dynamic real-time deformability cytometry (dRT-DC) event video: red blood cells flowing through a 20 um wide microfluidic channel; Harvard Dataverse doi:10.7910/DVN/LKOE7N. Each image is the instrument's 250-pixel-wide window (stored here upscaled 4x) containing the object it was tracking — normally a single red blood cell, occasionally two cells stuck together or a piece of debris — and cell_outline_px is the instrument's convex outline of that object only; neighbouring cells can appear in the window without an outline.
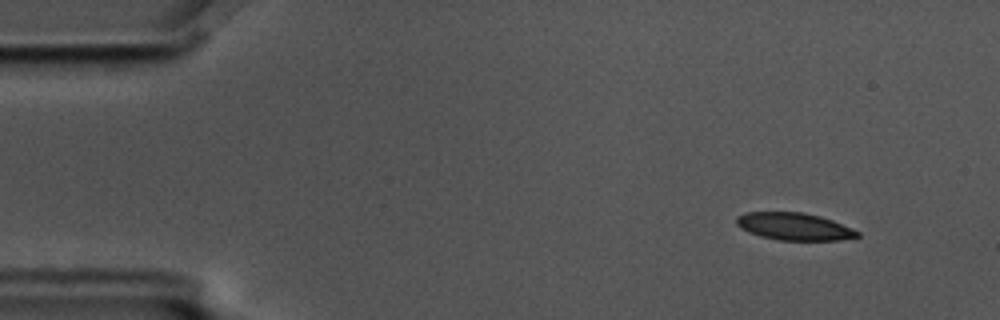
{"species": "common noctule bat (a hibernating species)", "species_latin": "Nyctalus noctula", "temperature_condition": "cold", "stored_images_in_passage": 4, "camera_frame_rate_fps": 3000, "um_per_image_px": 0.085, "animal": {"sex": "male", "body_mass_g": 17.5, "forearm_length_mm": 52.3}, "frame": {"image": 1, "passage_image": 1, "time_ms": 0.0, "image_size_px": [1000, 320], "cell_outline_px": [[860, 236], [840, 240], [780, 240], [760, 236], [748, 232], [740, 228], [736, 224], [736, 216], [744, 212], [800, 212], [820, 216], [832, 220], [852, 228], [860, 232]], "centroid_in_image_um": [67.48, 19.25], "position_along_channel_um": 17.5, "area_um2": 19.31}}
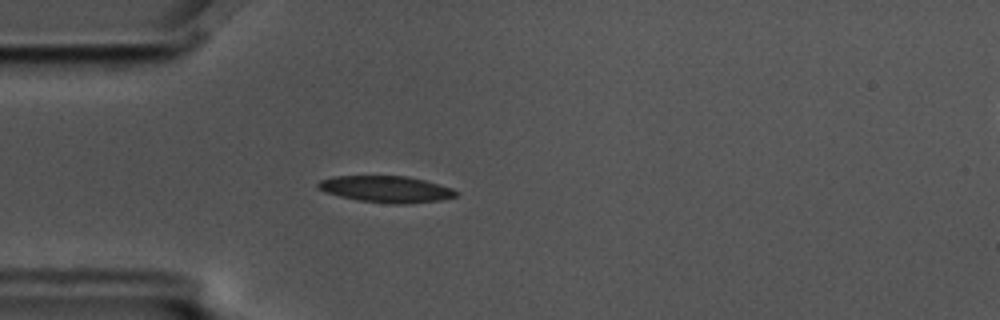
{"frame": {"image": 2, "passage_image": 4, "time_ms": 1.0, "image_size_px": [1000, 320], "cell_outline_px": [[460, 192], [456, 196], [440, 200], [408, 204], [392, 204], [360, 200], [340, 196], [324, 192], [316, 188], [316, 184], [320, 180], [332, 176], [408, 176], [424, 180], [452, 188]], "centroid_in_image_um": [32.81, 16.07], "position_along_channel_um": 52.2, "area_um2": 21.39}}